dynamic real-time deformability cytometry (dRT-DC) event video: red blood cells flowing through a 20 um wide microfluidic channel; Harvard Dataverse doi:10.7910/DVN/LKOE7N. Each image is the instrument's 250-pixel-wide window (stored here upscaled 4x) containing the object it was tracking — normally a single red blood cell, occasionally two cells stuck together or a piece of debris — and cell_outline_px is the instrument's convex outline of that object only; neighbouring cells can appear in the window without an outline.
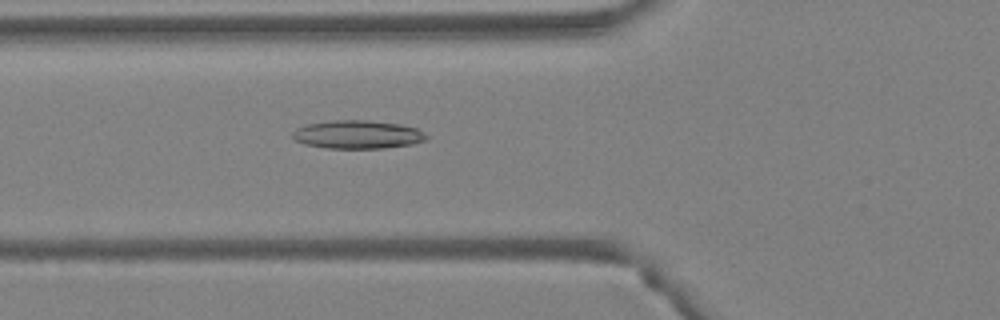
{"species": "Egyptian fruit bat (a non-hibernating species)", "species_latin": "Rousettus aegyptiacus", "temperature_condition": "warm", "stored_images_in_passage": 46, "camera_frame_rate_fps": 3000, "um_per_image_px": 0.085, "animal": {"sex": "female"}, "frame": {"image": 1, "passage_image": 16, "time_ms": 5.0, "image_size_px": [1000, 320], "cell_outline_px": [[428, 140], [412, 144], [384, 148], [324, 148], [304, 144], [296, 140], [292, 136], [292, 132], [296, 128], [308, 124], [332, 120], [368, 120], [400, 124], [416, 128], [424, 132], [428, 136]], "centroid_in_image_um": [30.41, 11.43], "position_along_channel_um": 95.4, "area_um2": 22.2}}
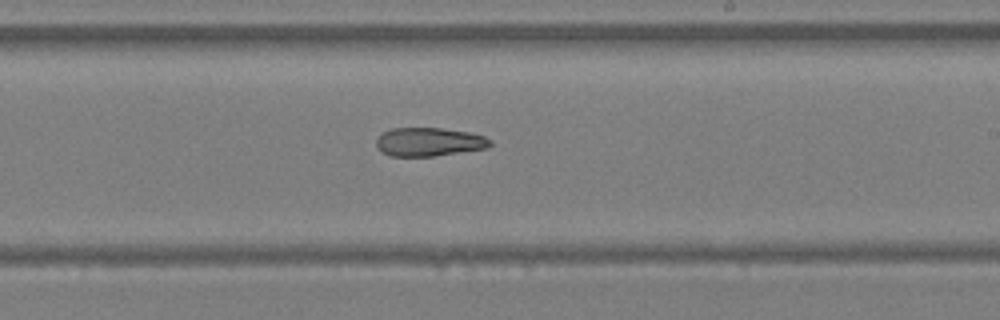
{"frame": {"image": 2, "passage_image": 27, "time_ms": 8.667, "image_size_px": [1000, 320], "cell_outline_px": [[492, 144], [488, 148], [432, 156], [388, 156], [380, 152], [376, 144], [376, 140], [384, 132], [392, 128], [440, 128], [468, 132], [484, 136], [492, 140]], "centroid_in_image_um": [36.47, 12.07], "position_along_channel_um": 252.5, "area_um2": 18.96}}
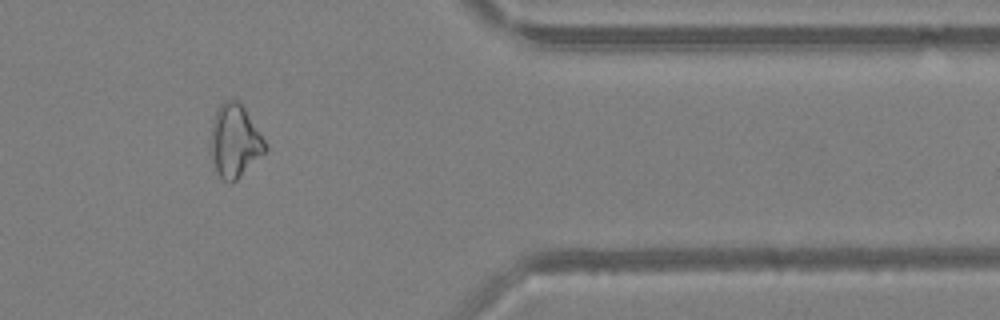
{"frame": {"image": 3, "passage_image": 38, "time_ms": 12.333, "image_size_px": [1000, 320], "cell_outline_px": [[268, 148], [232, 184], [228, 184], [216, 172], [212, 160], [212, 124], [216, 112], [220, 104], [224, 100], [236, 100], [244, 108], [264, 140]], "centroid_in_image_um": [19.94, 12.01], "position_along_channel_um": 391.5, "area_um2": 22.48}, "authors_computed_cell_mechanics": {"area_um2": 23.0622, "velocity_mm_per_s": 4.3005, "shape_relaxation_time_tau1_ms": null, "shape_relaxation_time_tau2_ms": 9.36, "deformation_change_tau1": null, "deformation_change_tau2": 0.2251}}